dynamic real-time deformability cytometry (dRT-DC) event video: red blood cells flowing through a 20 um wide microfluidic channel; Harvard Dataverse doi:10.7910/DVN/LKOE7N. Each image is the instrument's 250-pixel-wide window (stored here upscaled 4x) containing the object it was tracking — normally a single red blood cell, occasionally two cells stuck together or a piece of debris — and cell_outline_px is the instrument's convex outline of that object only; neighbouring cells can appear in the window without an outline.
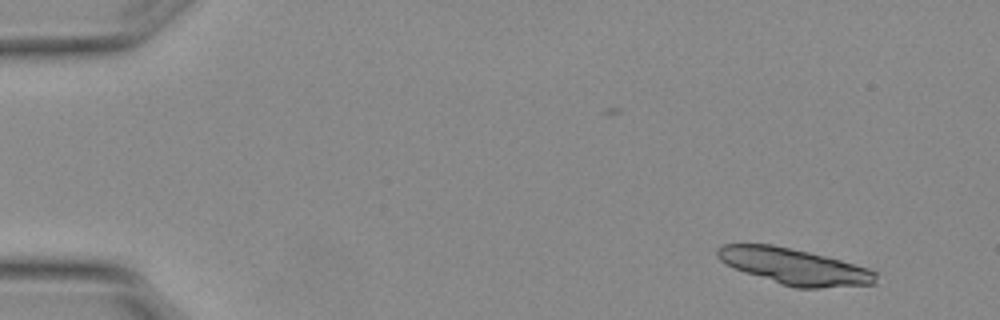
{"species": "Egyptian fruit bat (a non-hibernating species)", "species_latin": "Rousettus aegyptiacus", "temperature_condition": "warm", "stored_images_in_passage": 5, "camera_frame_rate_fps": 3000, "um_per_image_px": 0.085, "animal": {"sex": "female"}, "frame": {"image": 1, "passage_image": 1, "time_ms": 0.0, "image_size_px": [1000, 320], "cell_outline_px": [[876, 284], [820, 288], [796, 288], [780, 284], [732, 268], [724, 264], [716, 256], [716, 248], [724, 244], [772, 244], [828, 256], [868, 268], [876, 272]], "centroid_in_image_um": [67.49, 22.65], "position_along_channel_um": 17.5, "area_um2": 33.52}}